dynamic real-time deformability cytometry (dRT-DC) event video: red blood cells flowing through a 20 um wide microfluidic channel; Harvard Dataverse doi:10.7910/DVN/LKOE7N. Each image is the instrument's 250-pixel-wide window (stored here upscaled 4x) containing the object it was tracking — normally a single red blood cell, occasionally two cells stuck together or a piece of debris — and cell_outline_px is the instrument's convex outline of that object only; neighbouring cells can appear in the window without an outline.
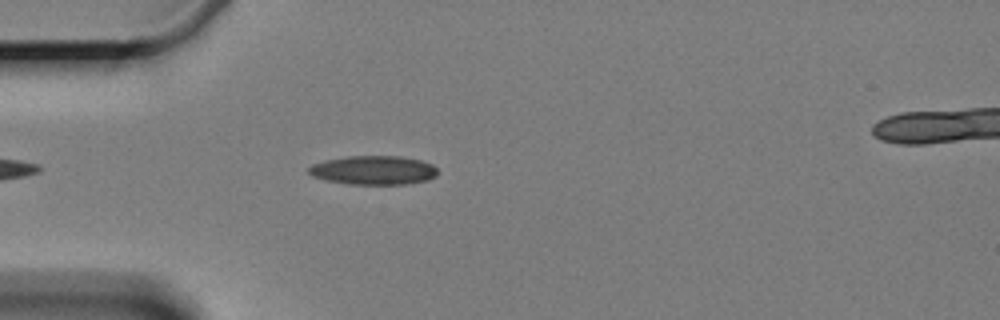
{"species": "Egyptian fruit bat (a non-hibernating species)", "species_latin": "Rousettus aegyptiacus", "temperature_condition": "cold", "stored_images_in_passage": 4, "camera_frame_rate_fps": 3000, "um_per_image_px": 0.085, "animal": {"sex": "female"}, "frame": {"image": 1, "passage_image": 3, "time_ms": 3.333, "image_size_px": [1000, 320], "cell_outline_px": [[436, 176], [428, 180], [404, 184], [348, 184], [328, 180], [312, 176], [308, 172], [308, 168], [312, 164], [324, 160], [348, 156], [400, 156], [420, 160], [432, 164], [436, 168]], "centroid_in_image_um": [31.74, 14.46], "position_along_channel_um": 53.3, "area_um2": 21.68}}